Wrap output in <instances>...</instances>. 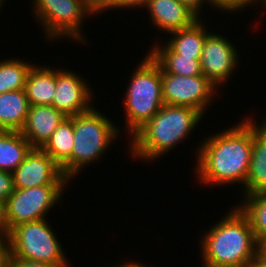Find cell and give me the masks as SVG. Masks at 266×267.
<instances>
[{"label":"cell","instance_id":"obj_1","mask_svg":"<svg viewBox=\"0 0 266 267\" xmlns=\"http://www.w3.org/2000/svg\"><path fill=\"white\" fill-rule=\"evenodd\" d=\"M253 120L255 117L244 116L236 125L228 126L200 142L202 145L197 147L194 169L201 185L224 187L239 183L243 185L239 188L245 196V182L252 156Z\"/></svg>","mask_w":266,"mask_h":267},{"label":"cell","instance_id":"obj_2","mask_svg":"<svg viewBox=\"0 0 266 267\" xmlns=\"http://www.w3.org/2000/svg\"><path fill=\"white\" fill-rule=\"evenodd\" d=\"M203 117L204 114L199 110L164 104L129 138L131 141L128 153L133 156L131 158H137L140 162L144 160L153 163L181 142L183 144L202 122Z\"/></svg>","mask_w":266,"mask_h":267},{"label":"cell","instance_id":"obj_3","mask_svg":"<svg viewBox=\"0 0 266 267\" xmlns=\"http://www.w3.org/2000/svg\"><path fill=\"white\" fill-rule=\"evenodd\" d=\"M201 234V262L248 267L260 251L247 216L234 206Z\"/></svg>","mask_w":266,"mask_h":267},{"label":"cell","instance_id":"obj_4","mask_svg":"<svg viewBox=\"0 0 266 267\" xmlns=\"http://www.w3.org/2000/svg\"><path fill=\"white\" fill-rule=\"evenodd\" d=\"M132 71L127 92L123 98L125 131L131 137L164 105L162 99L161 67L147 52Z\"/></svg>","mask_w":266,"mask_h":267},{"label":"cell","instance_id":"obj_5","mask_svg":"<svg viewBox=\"0 0 266 267\" xmlns=\"http://www.w3.org/2000/svg\"><path fill=\"white\" fill-rule=\"evenodd\" d=\"M105 114L93 107L73 116L74 145L71 153V182L83 168L102 158L122 131ZM116 139V140H115ZM103 155V156H102ZM82 169V170H81ZM79 174V175H78Z\"/></svg>","mask_w":266,"mask_h":267},{"label":"cell","instance_id":"obj_6","mask_svg":"<svg viewBox=\"0 0 266 267\" xmlns=\"http://www.w3.org/2000/svg\"><path fill=\"white\" fill-rule=\"evenodd\" d=\"M46 220L22 223L9 231L5 239L9 246L10 258L47 262L57 267H71L59 243L60 240Z\"/></svg>","mask_w":266,"mask_h":267},{"label":"cell","instance_id":"obj_7","mask_svg":"<svg viewBox=\"0 0 266 267\" xmlns=\"http://www.w3.org/2000/svg\"><path fill=\"white\" fill-rule=\"evenodd\" d=\"M32 4V13L38 25L40 23L43 27L47 41L71 38L72 41L87 44V37L82 30L83 22L95 14L84 0H33Z\"/></svg>","mask_w":266,"mask_h":267},{"label":"cell","instance_id":"obj_8","mask_svg":"<svg viewBox=\"0 0 266 267\" xmlns=\"http://www.w3.org/2000/svg\"><path fill=\"white\" fill-rule=\"evenodd\" d=\"M66 187L67 185H44L14 189L5 201L8 233L19 224L47 219L51 208L63 201Z\"/></svg>","mask_w":266,"mask_h":267},{"label":"cell","instance_id":"obj_9","mask_svg":"<svg viewBox=\"0 0 266 267\" xmlns=\"http://www.w3.org/2000/svg\"><path fill=\"white\" fill-rule=\"evenodd\" d=\"M161 80L164 104L190 107L204 115L219 91L204 75L179 76L161 68Z\"/></svg>","mask_w":266,"mask_h":267},{"label":"cell","instance_id":"obj_10","mask_svg":"<svg viewBox=\"0 0 266 267\" xmlns=\"http://www.w3.org/2000/svg\"><path fill=\"white\" fill-rule=\"evenodd\" d=\"M236 49L228 38L213 31L205 39L200 59L202 73L218 89L228 82L239 65Z\"/></svg>","mask_w":266,"mask_h":267},{"label":"cell","instance_id":"obj_11","mask_svg":"<svg viewBox=\"0 0 266 267\" xmlns=\"http://www.w3.org/2000/svg\"><path fill=\"white\" fill-rule=\"evenodd\" d=\"M14 189L44 185H68L60 166L42 149L32 148L24 161L12 172Z\"/></svg>","mask_w":266,"mask_h":267},{"label":"cell","instance_id":"obj_12","mask_svg":"<svg viewBox=\"0 0 266 267\" xmlns=\"http://www.w3.org/2000/svg\"><path fill=\"white\" fill-rule=\"evenodd\" d=\"M62 68L56 69V90L51 106L66 117L87 112L93 107V89L83 76Z\"/></svg>","mask_w":266,"mask_h":267},{"label":"cell","instance_id":"obj_13","mask_svg":"<svg viewBox=\"0 0 266 267\" xmlns=\"http://www.w3.org/2000/svg\"><path fill=\"white\" fill-rule=\"evenodd\" d=\"M66 116L51 105H30L20 133L32 148H42Z\"/></svg>","mask_w":266,"mask_h":267},{"label":"cell","instance_id":"obj_14","mask_svg":"<svg viewBox=\"0 0 266 267\" xmlns=\"http://www.w3.org/2000/svg\"><path fill=\"white\" fill-rule=\"evenodd\" d=\"M151 25L157 30L172 33L190 27L199 18L178 0H148L145 6Z\"/></svg>","mask_w":266,"mask_h":267},{"label":"cell","instance_id":"obj_15","mask_svg":"<svg viewBox=\"0 0 266 267\" xmlns=\"http://www.w3.org/2000/svg\"><path fill=\"white\" fill-rule=\"evenodd\" d=\"M263 116L260 125L253 121L252 156L245 182V195L266 192V113Z\"/></svg>","mask_w":266,"mask_h":267},{"label":"cell","instance_id":"obj_16","mask_svg":"<svg viewBox=\"0 0 266 267\" xmlns=\"http://www.w3.org/2000/svg\"><path fill=\"white\" fill-rule=\"evenodd\" d=\"M74 145L73 116L66 117L41 148L61 168L63 175L71 182V153Z\"/></svg>","mask_w":266,"mask_h":267},{"label":"cell","instance_id":"obj_17","mask_svg":"<svg viewBox=\"0 0 266 267\" xmlns=\"http://www.w3.org/2000/svg\"><path fill=\"white\" fill-rule=\"evenodd\" d=\"M24 90L30 105H52L56 90V68L34 64L28 73Z\"/></svg>","mask_w":266,"mask_h":267},{"label":"cell","instance_id":"obj_18","mask_svg":"<svg viewBox=\"0 0 266 267\" xmlns=\"http://www.w3.org/2000/svg\"><path fill=\"white\" fill-rule=\"evenodd\" d=\"M204 23L207 22L199 18L190 27L170 33L165 43L176 54L200 60L205 39L211 33L210 30H206L208 27Z\"/></svg>","mask_w":266,"mask_h":267},{"label":"cell","instance_id":"obj_19","mask_svg":"<svg viewBox=\"0 0 266 267\" xmlns=\"http://www.w3.org/2000/svg\"><path fill=\"white\" fill-rule=\"evenodd\" d=\"M30 108L24 89L0 94V130L20 131Z\"/></svg>","mask_w":266,"mask_h":267},{"label":"cell","instance_id":"obj_20","mask_svg":"<svg viewBox=\"0 0 266 267\" xmlns=\"http://www.w3.org/2000/svg\"><path fill=\"white\" fill-rule=\"evenodd\" d=\"M163 43L153 44L148 52L166 73L187 77L203 75L200 60L176 54Z\"/></svg>","mask_w":266,"mask_h":267},{"label":"cell","instance_id":"obj_21","mask_svg":"<svg viewBox=\"0 0 266 267\" xmlns=\"http://www.w3.org/2000/svg\"><path fill=\"white\" fill-rule=\"evenodd\" d=\"M31 149L20 131L0 130V170L12 173Z\"/></svg>","mask_w":266,"mask_h":267},{"label":"cell","instance_id":"obj_22","mask_svg":"<svg viewBox=\"0 0 266 267\" xmlns=\"http://www.w3.org/2000/svg\"><path fill=\"white\" fill-rule=\"evenodd\" d=\"M239 204L237 206L247 216L261 247L266 243V192L245 195Z\"/></svg>","mask_w":266,"mask_h":267},{"label":"cell","instance_id":"obj_23","mask_svg":"<svg viewBox=\"0 0 266 267\" xmlns=\"http://www.w3.org/2000/svg\"><path fill=\"white\" fill-rule=\"evenodd\" d=\"M33 63L18 58L0 61V94L25 89L28 73Z\"/></svg>","mask_w":266,"mask_h":267},{"label":"cell","instance_id":"obj_24","mask_svg":"<svg viewBox=\"0 0 266 267\" xmlns=\"http://www.w3.org/2000/svg\"><path fill=\"white\" fill-rule=\"evenodd\" d=\"M209 6L215 8L217 11L227 12L229 14L234 12H241L248 6L258 4V0H208Z\"/></svg>","mask_w":266,"mask_h":267},{"label":"cell","instance_id":"obj_25","mask_svg":"<svg viewBox=\"0 0 266 267\" xmlns=\"http://www.w3.org/2000/svg\"><path fill=\"white\" fill-rule=\"evenodd\" d=\"M13 191L12 173L0 170V200L6 201Z\"/></svg>","mask_w":266,"mask_h":267},{"label":"cell","instance_id":"obj_26","mask_svg":"<svg viewBox=\"0 0 266 267\" xmlns=\"http://www.w3.org/2000/svg\"><path fill=\"white\" fill-rule=\"evenodd\" d=\"M148 0H115L114 3L106 10L109 11L110 9L112 10H117L120 9L122 11V9H134L136 10V8H144L146 6Z\"/></svg>","mask_w":266,"mask_h":267},{"label":"cell","instance_id":"obj_27","mask_svg":"<svg viewBox=\"0 0 266 267\" xmlns=\"http://www.w3.org/2000/svg\"><path fill=\"white\" fill-rule=\"evenodd\" d=\"M8 267H57V266L47 262L10 258Z\"/></svg>","mask_w":266,"mask_h":267},{"label":"cell","instance_id":"obj_28","mask_svg":"<svg viewBox=\"0 0 266 267\" xmlns=\"http://www.w3.org/2000/svg\"><path fill=\"white\" fill-rule=\"evenodd\" d=\"M115 0H84L85 4L94 12L95 16L106 10Z\"/></svg>","mask_w":266,"mask_h":267},{"label":"cell","instance_id":"obj_29","mask_svg":"<svg viewBox=\"0 0 266 267\" xmlns=\"http://www.w3.org/2000/svg\"><path fill=\"white\" fill-rule=\"evenodd\" d=\"M180 3H182L184 6H186L188 9H190L198 18L201 17V13L203 12L204 5L206 4L209 6L208 0H178Z\"/></svg>","mask_w":266,"mask_h":267},{"label":"cell","instance_id":"obj_30","mask_svg":"<svg viewBox=\"0 0 266 267\" xmlns=\"http://www.w3.org/2000/svg\"><path fill=\"white\" fill-rule=\"evenodd\" d=\"M8 235V225L6 220L5 201L0 200V239H5Z\"/></svg>","mask_w":266,"mask_h":267},{"label":"cell","instance_id":"obj_31","mask_svg":"<svg viewBox=\"0 0 266 267\" xmlns=\"http://www.w3.org/2000/svg\"><path fill=\"white\" fill-rule=\"evenodd\" d=\"M10 256L6 239H0V267H8Z\"/></svg>","mask_w":266,"mask_h":267},{"label":"cell","instance_id":"obj_32","mask_svg":"<svg viewBox=\"0 0 266 267\" xmlns=\"http://www.w3.org/2000/svg\"><path fill=\"white\" fill-rule=\"evenodd\" d=\"M248 267H266V255L260 250Z\"/></svg>","mask_w":266,"mask_h":267},{"label":"cell","instance_id":"obj_33","mask_svg":"<svg viewBox=\"0 0 266 267\" xmlns=\"http://www.w3.org/2000/svg\"><path fill=\"white\" fill-rule=\"evenodd\" d=\"M127 262V263H126ZM125 263H121L120 265L118 264H116V266L115 267H143L144 265H142L143 264V262L142 263H139V262H132V263H130V262H128V261H126ZM114 267V266H113Z\"/></svg>","mask_w":266,"mask_h":267},{"label":"cell","instance_id":"obj_34","mask_svg":"<svg viewBox=\"0 0 266 267\" xmlns=\"http://www.w3.org/2000/svg\"><path fill=\"white\" fill-rule=\"evenodd\" d=\"M202 267H240V266H234V265H226V264H213L208 262H202Z\"/></svg>","mask_w":266,"mask_h":267},{"label":"cell","instance_id":"obj_35","mask_svg":"<svg viewBox=\"0 0 266 267\" xmlns=\"http://www.w3.org/2000/svg\"><path fill=\"white\" fill-rule=\"evenodd\" d=\"M260 250L266 255V243L261 246Z\"/></svg>","mask_w":266,"mask_h":267},{"label":"cell","instance_id":"obj_36","mask_svg":"<svg viewBox=\"0 0 266 267\" xmlns=\"http://www.w3.org/2000/svg\"><path fill=\"white\" fill-rule=\"evenodd\" d=\"M258 2H259L258 4L261 3V4H263L265 6V7L263 6L262 9L263 8L266 9V0H258Z\"/></svg>","mask_w":266,"mask_h":267},{"label":"cell","instance_id":"obj_37","mask_svg":"<svg viewBox=\"0 0 266 267\" xmlns=\"http://www.w3.org/2000/svg\"><path fill=\"white\" fill-rule=\"evenodd\" d=\"M4 3H6V0H0V10L2 9L1 7H3Z\"/></svg>","mask_w":266,"mask_h":267}]
</instances>
